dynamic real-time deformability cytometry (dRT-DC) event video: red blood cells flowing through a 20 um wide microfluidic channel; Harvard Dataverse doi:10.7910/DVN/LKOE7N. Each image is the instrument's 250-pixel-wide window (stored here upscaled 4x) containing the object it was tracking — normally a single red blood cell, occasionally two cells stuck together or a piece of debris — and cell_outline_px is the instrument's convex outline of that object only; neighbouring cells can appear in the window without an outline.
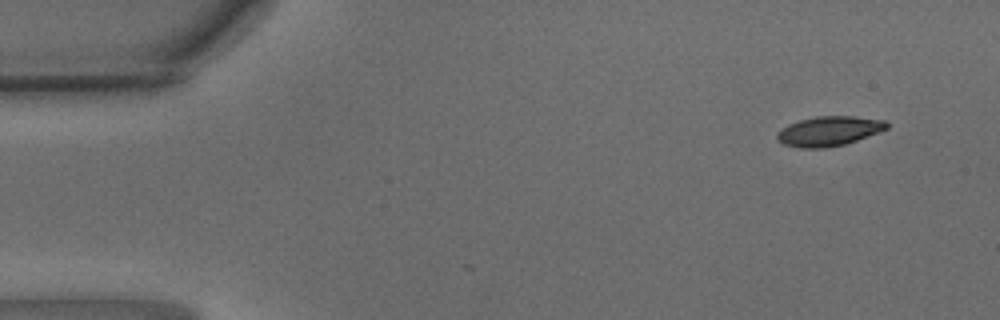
{"species": "common noctule bat (a hibernating species)", "species_latin": "Nyctalus noctula", "temperature_condition": "warm", "stored_images_in_passage": 4, "camera_frame_rate_fps": 3000, "um_per_image_px": 0.085, "animal": {"sex": "male", "body_mass_g": 15.6}, "frame": {"image": 1, "passage_image": 1, "time_ms": 0.0, "image_size_px": [1000, 320], "cell_outline_px": [[888, 128], [856, 140], [844, 144], [824, 148], [800, 148], [784, 144], [776, 140], [776, 132], [780, 128], [788, 124], [800, 120], [816, 116], [852, 116], [884, 120], [888, 124]], "centroid_in_image_um": [70.39, 11.14], "position_along_channel_um": 14.6, "area_um2": 18.9}}